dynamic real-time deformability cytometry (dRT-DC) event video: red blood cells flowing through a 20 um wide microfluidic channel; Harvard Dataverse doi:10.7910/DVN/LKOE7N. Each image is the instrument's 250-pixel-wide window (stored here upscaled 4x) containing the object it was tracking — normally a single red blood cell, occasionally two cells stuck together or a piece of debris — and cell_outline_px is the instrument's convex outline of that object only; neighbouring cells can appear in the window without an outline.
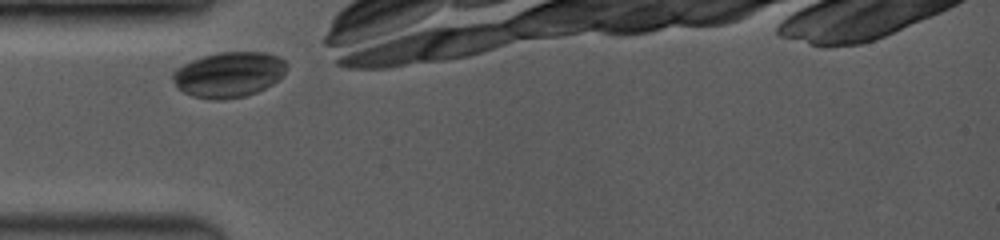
{"species": "common noctule bat (a hibernating species)", "species_latin": "Nyctalus noctula", "temperature_condition": "room temperature", "stored_images_in_passage": 5, "camera_frame_rate_fps": 3500, "um_per_image_px": 0.085, "animal": {"sex": "female", "body_mass_g": 19.0, "forearm_length_mm": 53.3}, "frame": {"image": 1, "passage_image": 1, "time_ms": 0.0, "image_size_px": [1000, 240], "cell_outline_px": [[288, 64], [284, 76], [272, 84], [256, 92], [244, 96], [224, 100], [212, 100], [192, 96], [176, 88], [172, 76], [172, 72], [176, 68], [192, 60], [216, 52], [268, 52], [280, 56]], "centroid_in_image_um": [19.47, 6.33], "position_along_channel_um": 65.5, "area_um2": 30.46}}